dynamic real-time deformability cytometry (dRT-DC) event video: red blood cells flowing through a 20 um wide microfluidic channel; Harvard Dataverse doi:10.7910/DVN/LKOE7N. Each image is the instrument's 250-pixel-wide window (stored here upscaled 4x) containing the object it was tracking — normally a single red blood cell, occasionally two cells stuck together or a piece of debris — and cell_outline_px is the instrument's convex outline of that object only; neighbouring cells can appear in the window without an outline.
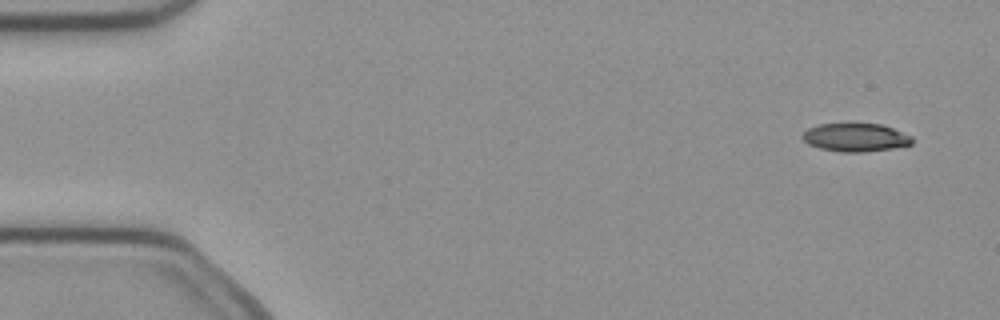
{"species": "common noctule bat (a hibernating species)", "species_latin": "Nyctalus noctula", "temperature_condition": "cold", "stored_images_in_passage": 4, "camera_frame_rate_fps": 3000, "um_per_image_px": 0.085, "animal": {"sex": "female", "body_mass_g": 21.9}, "frame": {"image": 1, "passage_image": 1, "time_ms": 0.0, "image_size_px": [1000, 320], "cell_outline_px": [[912, 144], [892, 148], [864, 152], [840, 152], [820, 148], [808, 144], [800, 136], [808, 128], [820, 124], [880, 124], [892, 128], [912, 136]], "centroid_in_image_um": [72.7, 11.69], "position_along_channel_um": 12.3, "area_um2": 17.92}}